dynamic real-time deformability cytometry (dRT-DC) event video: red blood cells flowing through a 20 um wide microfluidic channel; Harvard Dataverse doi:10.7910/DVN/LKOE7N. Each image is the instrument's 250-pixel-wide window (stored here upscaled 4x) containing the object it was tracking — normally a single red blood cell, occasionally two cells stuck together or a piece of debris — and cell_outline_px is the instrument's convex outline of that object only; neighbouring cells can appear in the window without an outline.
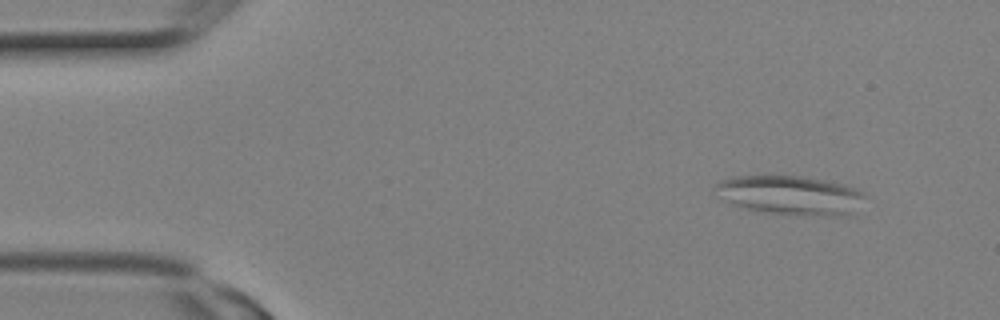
{"species": "Egyptian fruit bat (a non-hibernating species)", "species_latin": "Rousettus aegyptiacus", "temperature_condition": "room temperature", "stored_images_in_passage": 2, "camera_frame_rate_fps": 3000, "um_per_image_px": 0.085, "animal": {"sex": "female"}, "frame": {"image": 1, "passage_image": 1, "time_ms": 0.0, "image_size_px": [1000, 320], "cell_outline_px": [[864, 196], [848, 212], [840, 216], [824, 216], [768, 212], [748, 208], [732, 204], [720, 196], [712, 188], [720, 180], [732, 176], [768, 172], [800, 176], [824, 180], [844, 184], [856, 188], [864, 192]], "centroid_in_image_um": [67.05, 16.51], "position_along_channel_um": 17.9, "area_um2": 34.28}}